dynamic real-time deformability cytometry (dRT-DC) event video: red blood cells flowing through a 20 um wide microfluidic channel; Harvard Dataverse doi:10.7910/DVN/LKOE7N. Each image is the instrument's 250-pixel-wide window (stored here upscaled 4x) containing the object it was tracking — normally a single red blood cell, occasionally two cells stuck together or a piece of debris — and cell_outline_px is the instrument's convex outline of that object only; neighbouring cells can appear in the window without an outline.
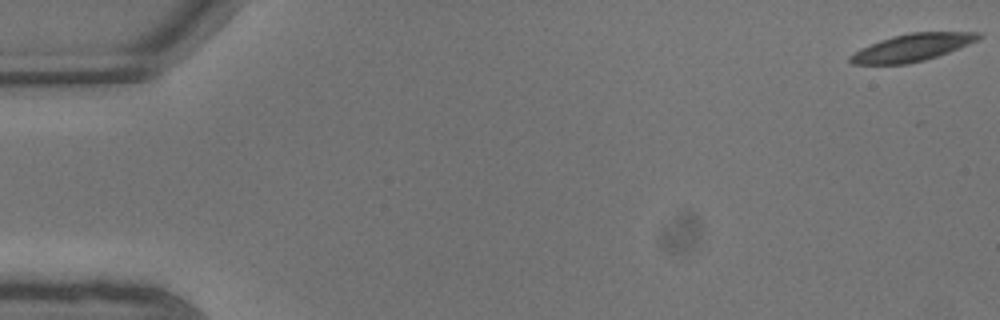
{"species": "common noctule bat (a hibernating species)", "species_latin": "Nyctalus noctula", "temperature_condition": "warm", "stored_images_in_passage": 7, "camera_frame_rate_fps": 3000, "um_per_image_px": 0.085, "animal": {"sex": "male", "body_mass_g": 13.3}, "frame": {"image": 1, "passage_image": 1, "time_ms": 0.0, "image_size_px": [1000, 320], "cell_outline_px": [[984, 36], [968, 44], [948, 52], [924, 60], [908, 64], [852, 64], [848, 60], [848, 56], [860, 48], [880, 40], [912, 32], [980, 32]], "centroid_in_image_um": [77.5, 4.04], "position_along_channel_um": 7.5, "area_um2": 20.23}}
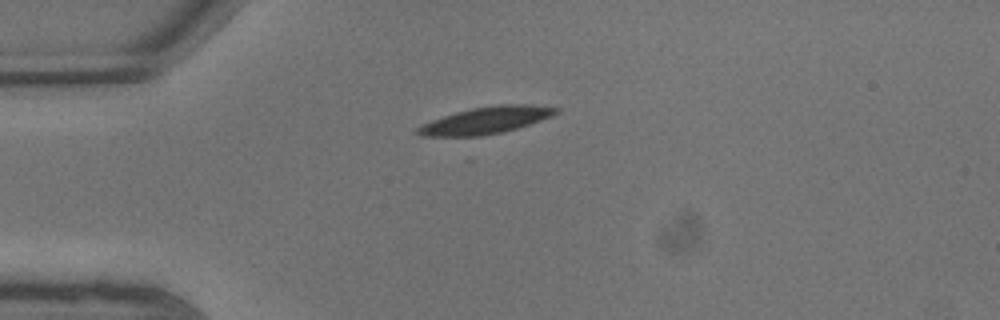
{"frame": {"image": 2, "passage_image": 6, "time_ms": 1.667, "image_size_px": [1000, 320], "cell_outline_px": [[560, 112], [552, 116], [504, 132], [480, 136], [420, 136], [416, 132], [416, 128], [432, 120], [456, 112], [472, 108], [500, 104], [528, 104], [560, 108]], "centroid_in_image_um": [41.33, 10.22], "position_along_channel_um": 43.7, "area_um2": 21.5}}